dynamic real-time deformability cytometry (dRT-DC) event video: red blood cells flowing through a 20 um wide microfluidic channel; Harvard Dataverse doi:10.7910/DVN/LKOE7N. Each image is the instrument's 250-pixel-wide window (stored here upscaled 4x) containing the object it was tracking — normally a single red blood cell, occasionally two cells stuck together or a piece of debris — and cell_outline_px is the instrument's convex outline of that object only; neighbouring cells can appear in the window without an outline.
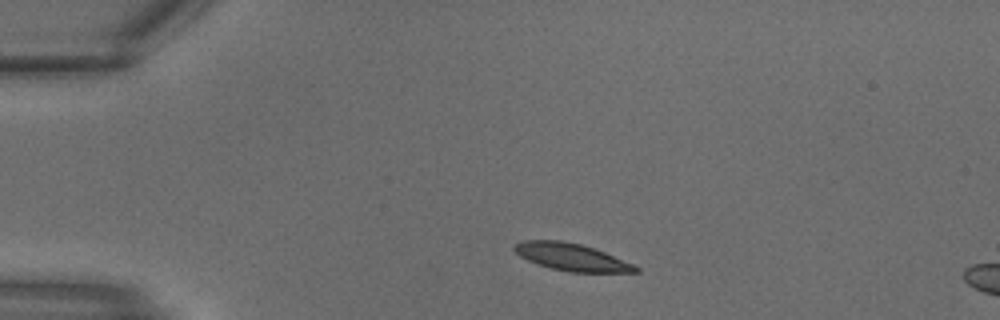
{"species": "common noctule bat (a hibernating species)", "species_latin": "Nyctalus noctula", "temperature_condition": "warm", "stored_images_in_passage": 4, "camera_frame_rate_fps": 3000, "um_per_image_px": 0.085, "animal": {"sex": "male", "body_mass_g": 18.8}, "frame": {"image": 1, "passage_image": 1, "time_ms": 0.0, "image_size_px": [1000, 320], "cell_outline_px": [[640, 272], [568, 272], [536, 264], [520, 256], [512, 248], [520, 240], [560, 240], [580, 244], [604, 252], [632, 264], [640, 268]], "centroid_in_image_um": [48.54, 21.85], "position_along_channel_um": 36.5, "area_um2": 19.07}}